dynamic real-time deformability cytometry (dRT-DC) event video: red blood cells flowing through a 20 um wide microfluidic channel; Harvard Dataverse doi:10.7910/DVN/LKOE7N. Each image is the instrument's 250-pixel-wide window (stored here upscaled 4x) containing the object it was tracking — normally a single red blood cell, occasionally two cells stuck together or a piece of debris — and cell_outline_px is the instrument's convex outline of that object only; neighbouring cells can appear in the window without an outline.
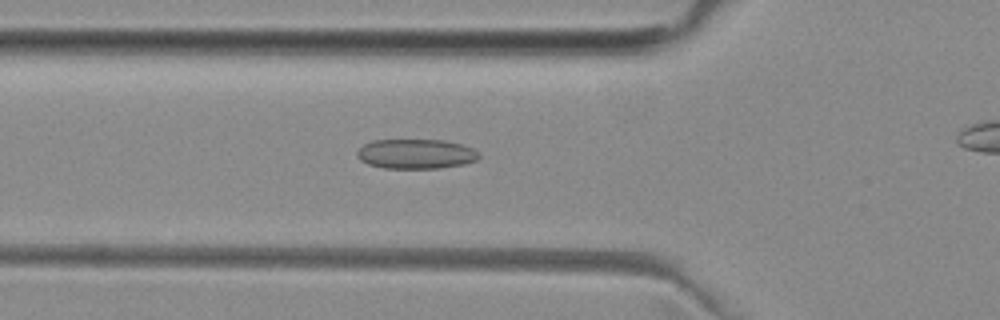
{"species": "common noctule bat (a hibernating species)", "species_latin": "Nyctalus noctula", "temperature_condition": "room temperature", "stored_images_in_passage": 38, "camera_frame_rate_fps": 3000, "um_per_image_px": 0.085, "animal": {"sex": "female", "body_mass_g": 29.2, "forearm_length_mm": 56.3}, "frame": {"image": 1, "passage_image": 14, "time_ms": 4.333, "image_size_px": [1000, 320], "cell_outline_px": [[480, 156], [476, 160], [464, 164], [440, 168], [384, 168], [368, 164], [360, 160], [356, 156], [356, 152], [364, 144], [372, 140], [444, 140], [460, 144], [472, 148], [480, 152]], "centroid_in_image_um": [35.35, 13.08], "position_along_channel_um": 90.5, "area_um2": 21.15}}
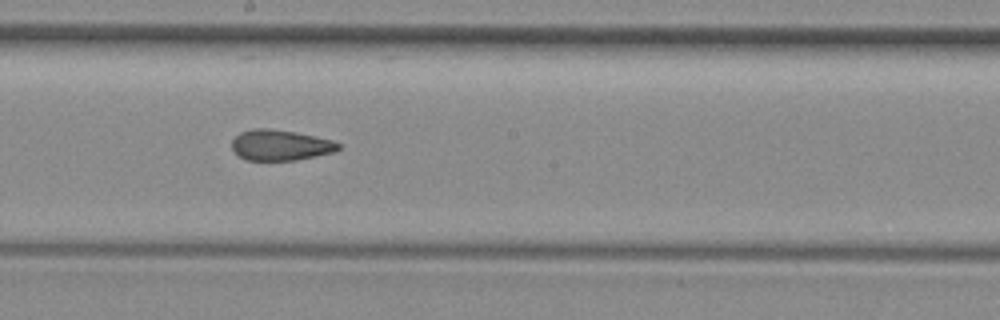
{"frame": {"image": 2, "passage_image": 24, "time_ms": 7.667, "image_size_px": [1000, 320], "cell_outline_px": [[340, 148], [336, 152], [296, 160], [248, 160], [240, 156], [232, 148], [232, 140], [240, 132], [252, 128], [268, 128], [296, 132], [332, 140], [340, 144]], "centroid_in_image_um": [23.85, 12.33], "position_along_channel_um": 224.4, "area_um2": 19.02}}
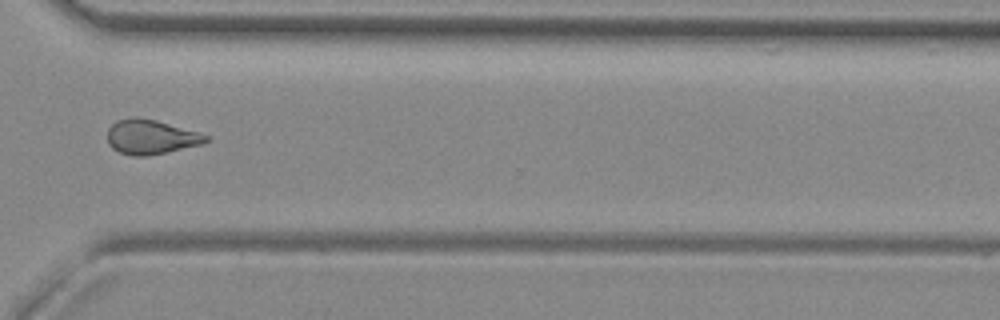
{"frame": {"image": 3, "passage_image": 34, "time_ms": 11.0, "image_size_px": [1000, 320], "cell_outline_px": [[212, 140], [200, 144], [168, 152], [148, 156], [132, 156], [120, 152], [112, 148], [108, 144], [108, 128], [116, 120], [128, 116], [136, 116], [156, 120], [200, 132], [208, 136]], "centroid_in_image_um": [12.81, 11.62], "position_along_channel_um": 357.8, "area_um2": 20.11}}